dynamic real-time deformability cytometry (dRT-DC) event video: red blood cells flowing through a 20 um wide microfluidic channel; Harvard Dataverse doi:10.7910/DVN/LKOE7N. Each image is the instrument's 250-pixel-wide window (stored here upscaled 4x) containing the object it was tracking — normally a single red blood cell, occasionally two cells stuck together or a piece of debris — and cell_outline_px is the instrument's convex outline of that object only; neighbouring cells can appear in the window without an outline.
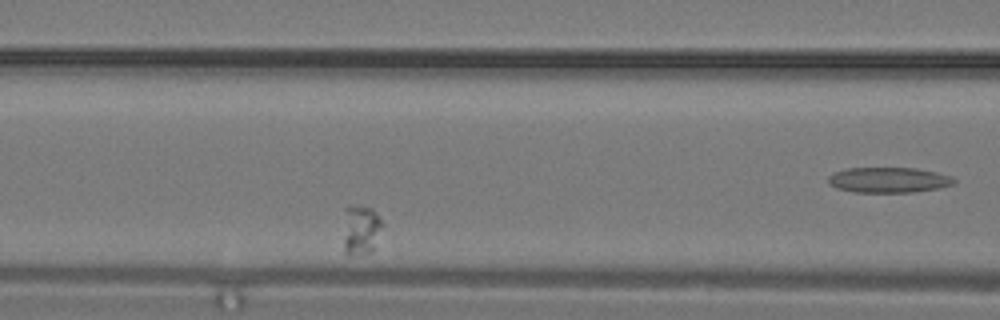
{"species": "common noctule bat (a hibernating species)", "species_latin": "Nyctalus noctula", "temperature_condition": "warm", "stored_images_in_passage": 16, "camera_frame_rate_fps": 3000, "um_per_image_px": 0.085, "animal": {"sex": "male", "body_mass_g": 19.2, "forearm_length_mm": 51.8}, "frame": {"image": 1, "passage_image": 4, "time_ms": 1.0, "image_size_px": [1000, 320], "cell_outline_px": [[384, 224], [372, 248], [368, 252], [360, 256], [348, 256], [344, 252], [344, 240], [348, 204], [352, 204], [372, 208], [376, 212]], "centroid_in_image_um": [30.69, 19.55], "position_along_channel_um": 135.9, "area_um2": 11.16}}
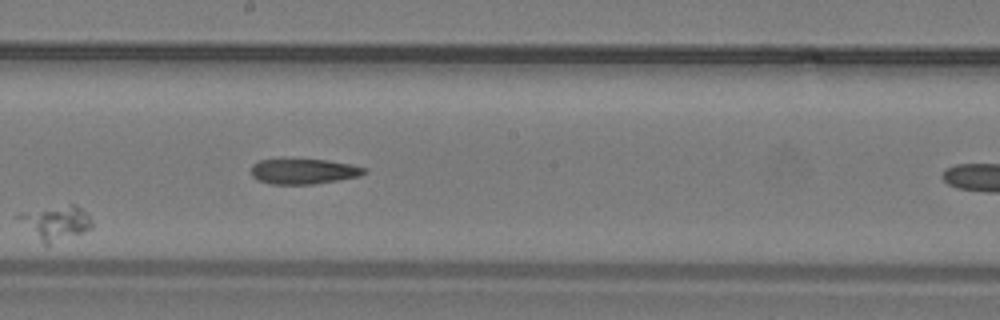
{"frame": {"image": 2, "passage_image": 9, "time_ms": 2.667, "image_size_px": [1000, 320], "cell_outline_px": [[92, 228], [48, 244], [44, 244], [12, 216], [20, 212], [72, 204], [76, 204], [92, 220]], "centroid_in_image_um": [4.67, 18.9], "position_along_channel_um": 243.5, "area_um2": 14.33}}
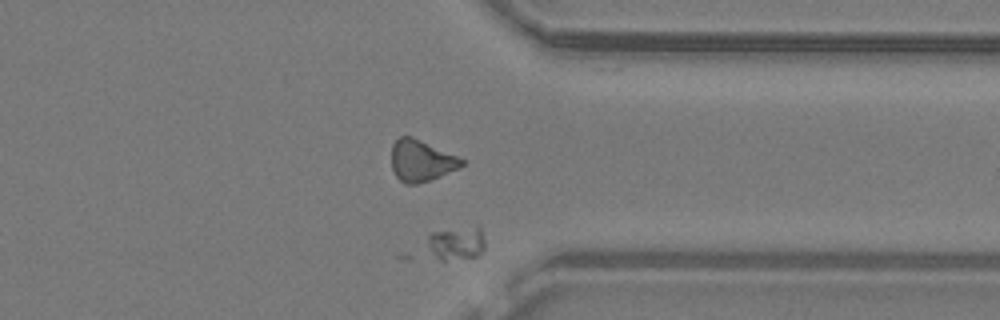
{"frame": {"image": 3, "passage_image": 15, "time_ms": 4.667, "image_size_px": [1000, 320], "cell_outline_px": [[484, 248], [476, 256], [444, 260], [440, 260], [436, 256], [428, 244], [428, 236], [432, 232], [476, 224], [480, 224], [484, 240]], "centroid_in_image_um": [38.86, 20.6], "position_along_channel_um": 372.5, "area_um2": 11.21}}